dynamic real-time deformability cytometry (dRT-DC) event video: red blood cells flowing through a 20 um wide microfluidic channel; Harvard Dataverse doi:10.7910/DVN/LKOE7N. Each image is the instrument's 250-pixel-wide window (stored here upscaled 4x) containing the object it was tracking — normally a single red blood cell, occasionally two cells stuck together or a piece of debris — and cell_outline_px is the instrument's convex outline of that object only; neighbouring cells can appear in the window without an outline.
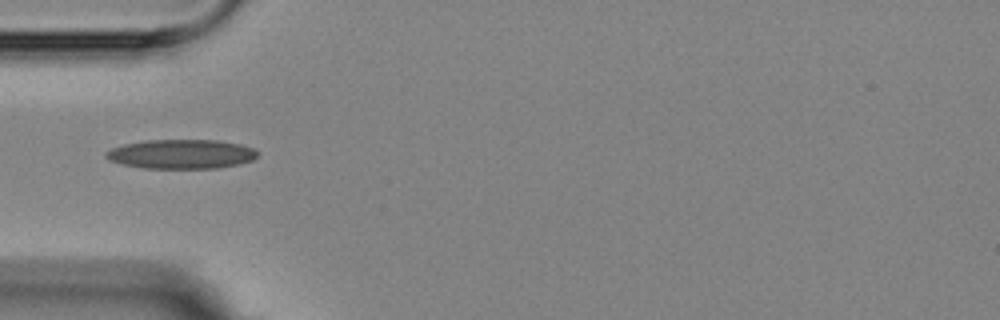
{"species": "Egyptian fruit bat (a non-hibernating species)", "species_latin": "Rousettus aegyptiacus", "temperature_condition": "room temperature", "stored_images_in_passage": 2, "camera_frame_rate_fps": 3000, "um_per_image_px": 0.085, "animal": {"sex": "female"}, "frame": {"image": 1, "passage_image": 1, "time_ms": 0.0, "image_size_px": [1000, 320], "cell_outline_px": [[260, 152], [252, 160], [240, 164], [216, 168], [144, 168], [124, 164], [108, 160], [104, 156], [104, 152], [112, 148], [124, 144], [144, 140], [220, 140], [240, 144], [252, 148]], "centroid_in_image_um": [15.41, 13.09], "position_along_channel_um": 69.6, "area_um2": 25.95}}
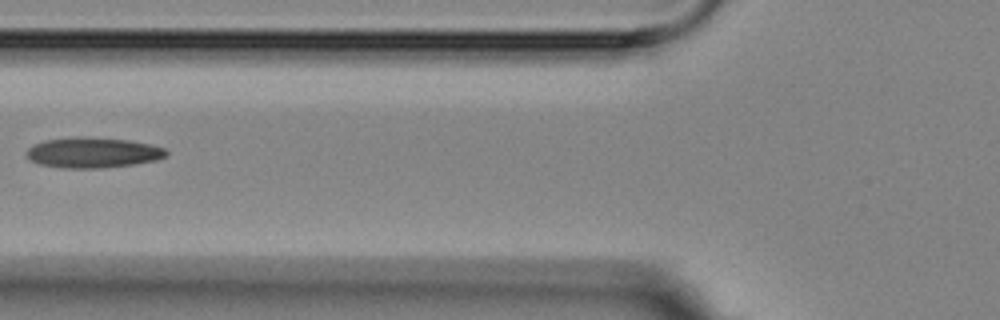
{"frame": {"image": 2, "passage_image": 2, "time_ms": 1.333, "image_size_px": [1000, 320], "cell_outline_px": [[168, 156], [156, 160], [132, 164], [100, 168], [64, 168], [40, 164], [28, 160], [24, 152], [32, 144], [44, 140], [76, 136], [84, 136], [128, 140], [148, 144], [164, 148], [168, 152]], "centroid_in_image_um": [7.83, 12.96], "position_along_channel_um": 118.0, "area_um2": 24.97}}